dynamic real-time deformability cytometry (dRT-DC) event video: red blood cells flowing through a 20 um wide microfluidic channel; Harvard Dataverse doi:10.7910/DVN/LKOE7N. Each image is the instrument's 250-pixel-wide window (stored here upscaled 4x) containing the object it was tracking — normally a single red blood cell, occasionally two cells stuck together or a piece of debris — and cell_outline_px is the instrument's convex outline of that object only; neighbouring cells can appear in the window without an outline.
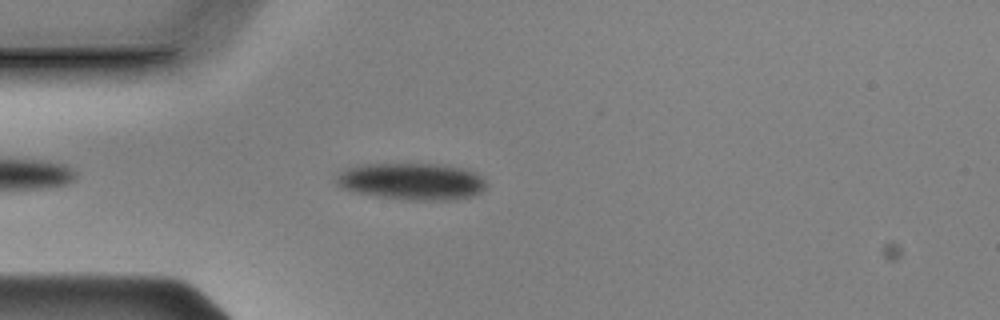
{"species": "Egyptian fruit bat (a non-hibernating species)", "species_latin": "Rousettus aegyptiacus", "temperature_condition": "cold", "stored_images_in_passage": 32, "camera_frame_rate_fps": 3000, "um_per_image_px": 0.085, "animal": {"sex": "male"}, "frame": {"image": 1, "passage_image": 7, "time_ms": 2.0, "image_size_px": [1000, 320], "cell_outline_px": [[472, 184], [468, 188], [388, 188], [356, 184], [352, 180], [356, 176], [364, 172], [444, 172], [464, 176]], "centroid_in_image_um": [35.05, 15.31], "position_along_channel_um": 49.9, "area_um2": 12.14}}
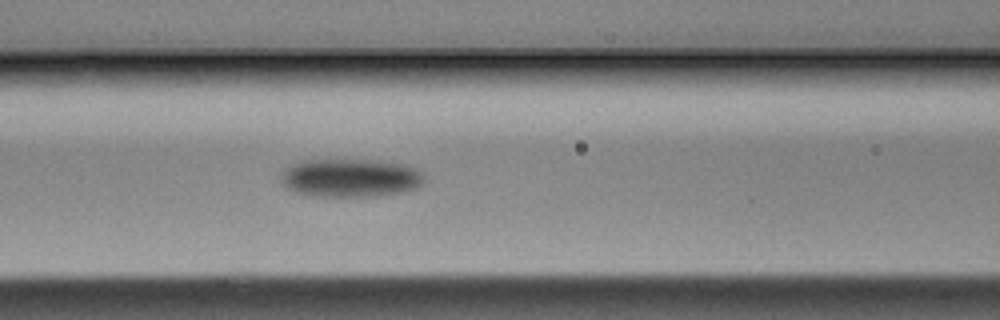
{"frame": {"image": 2, "passage_image": 15, "time_ms": 4.667, "image_size_px": [1000, 320], "cell_outline_px": [[404, 180], [392, 184], [308, 184], [300, 180], [296, 176], [300, 172], [308, 168], [372, 168], [400, 172], [404, 176]], "centroid_in_image_um": [29.71, 14.98], "position_along_channel_um": 136.9, "area_um2": 11.16}}
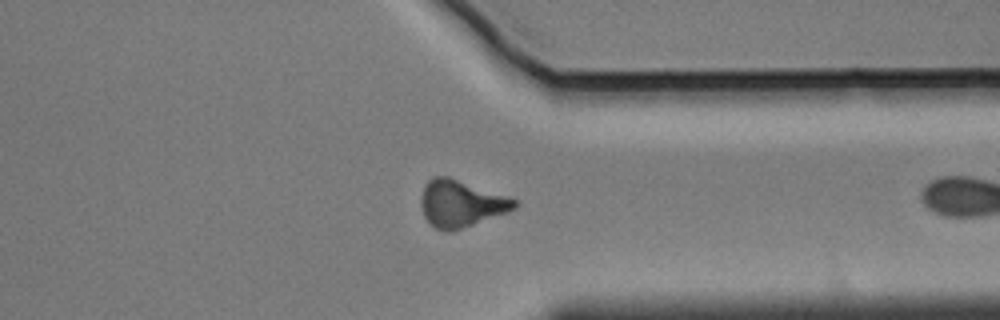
{"frame": {"image": 3, "passage_image": 31, "time_ms": 10.0, "image_size_px": [1000, 320], "cell_outline_px": [[512, 204], [508, 208], [472, 220], [456, 224], [436, 224], [428, 216], [424, 208], [424, 196], [428, 188], [436, 180], [448, 180], [512, 200]], "centroid_in_image_um": [39.12, 17.25], "position_along_channel_um": 372.3, "area_um2": 18.84}}